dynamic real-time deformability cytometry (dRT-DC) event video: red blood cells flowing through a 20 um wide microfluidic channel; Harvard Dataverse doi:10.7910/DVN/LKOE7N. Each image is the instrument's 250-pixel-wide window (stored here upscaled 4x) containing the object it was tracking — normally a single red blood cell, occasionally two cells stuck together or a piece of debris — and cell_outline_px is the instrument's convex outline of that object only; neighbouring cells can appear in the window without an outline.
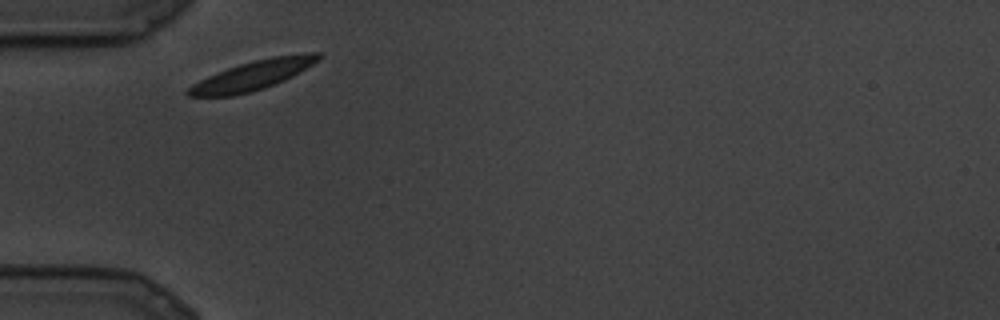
{"species": "common noctule bat (a hibernating species)", "species_latin": "Nyctalus noctula", "temperature_condition": "cold", "stored_images_in_passage": 11, "camera_frame_rate_fps": 3000, "um_per_image_px": 0.085, "animal": {"sex": "male", "body_mass_g": 19.5, "forearm_length_mm": 54.6}, "frame": {"image": 1, "passage_image": 1, "time_ms": 0.0, "image_size_px": [1000, 320], "cell_outline_px": [[324, 56], [320, 60], [292, 76], [284, 80], [264, 88], [252, 92], [232, 96], [188, 96], [184, 92], [192, 84], [208, 76], [228, 68], [240, 64], [272, 56], [312, 52], [324, 52]], "centroid_in_image_um": [21.52, 6.39], "position_along_channel_um": 63.5, "area_um2": 22.25}}
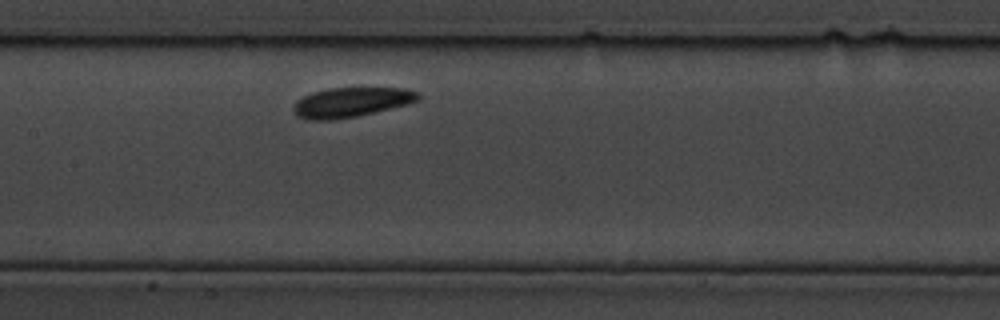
{"frame": {"image": 2, "passage_image": 6, "time_ms": 1.667, "image_size_px": [1000, 320], "cell_outline_px": [[420, 100], [408, 104], [356, 116], [332, 120], [308, 120], [296, 116], [292, 108], [296, 100], [312, 92], [328, 88], [404, 88], [416, 92], [420, 96]], "centroid_in_image_um": [29.81, 8.69], "position_along_channel_um": 177.6, "area_um2": 21.56}}
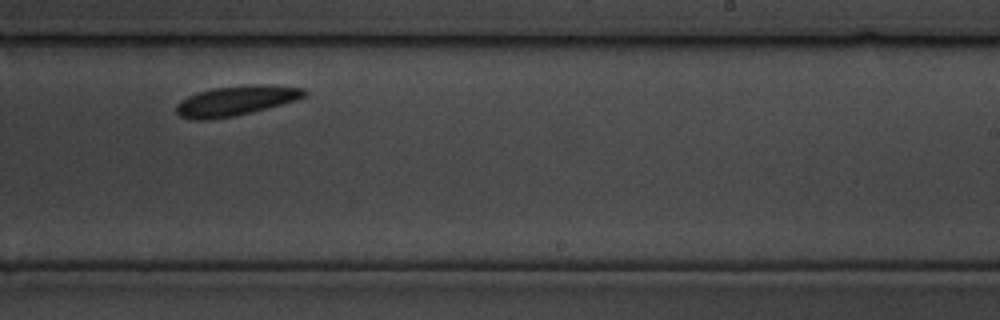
{"frame": {"image": 3, "passage_image": 10, "time_ms": 3.0, "image_size_px": [1000, 320], "cell_outline_px": [[308, 92], [304, 96], [296, 100], [252, 112], [236, 116], [204, 120], [188, 120], [180, 116], [176, 112], [176, 104], [180, 100], [196, 92], [212, 88], [248, 84], [264, 84], [304, 88]], "centroid_in_image_um": [20.01, 8.56], "position_along_channel_um": 269.0, "area_um2": 22.54}}